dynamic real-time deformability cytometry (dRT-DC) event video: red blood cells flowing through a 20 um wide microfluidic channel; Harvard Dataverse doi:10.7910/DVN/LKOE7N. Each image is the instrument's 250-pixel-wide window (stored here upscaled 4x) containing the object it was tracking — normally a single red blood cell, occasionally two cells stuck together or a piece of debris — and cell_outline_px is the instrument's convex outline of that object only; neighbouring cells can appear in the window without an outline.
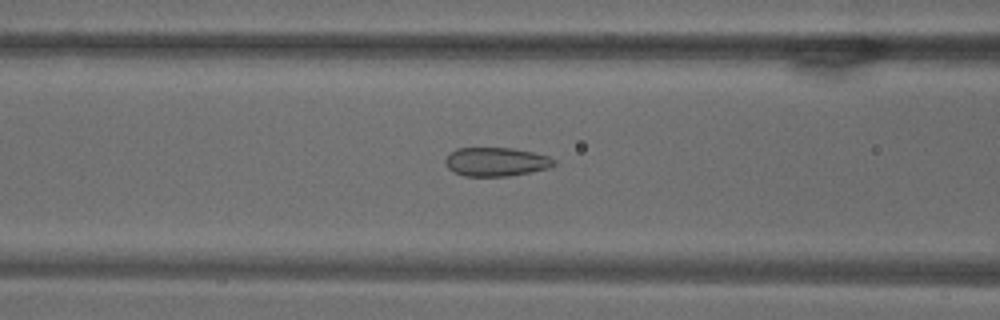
{"species": "common noctule bat (a hibernating species)", "species_latin": "Nyctalus noctula", "temperature_condition": "warm", "stored_images_in_passage": 71, "camera_frame_rate_fps": 3000, "um_per_image_px": 0.085, "animal": {"sex": "male", "body_mass_g": 18.8}, "frame": {"image": 1, "passage_image": 29, "time_ms": 9.333, "image_size_px": [1000, 320], "cell_outline_px": [[556, 164], [548, 168], [532, 172], [508, 176], [464, 176], [452, 172], [444, 164], [444, 160], [456, 148], [512, 148], [532, 152], [548, 156], [556, 160]], "centroid_in_image_um": [42.16, 13.76], "position_along_channel_um": 124.4, "area_um2": 18.32}}
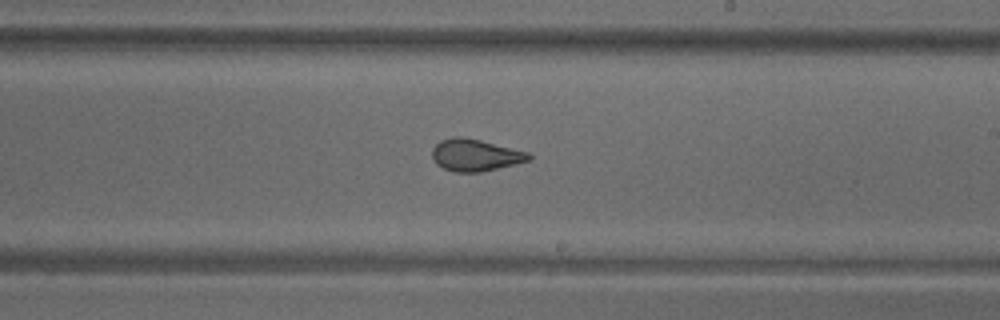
{"frame": {"image": 2, "passage_image": 42, "time_ms": 13.667, "image_size_px": [1000, 320], "cell_outline_px": [[532, 160], [516, 164], [480, 172], [452, 172], [436, 164], [432, 156], [432, 148], [440, 140], [452, 136], [460, 136], [480, 140], [528, 152], [532, 156]], "centroid_in_image_um": [40.39, 13.18], "position_along_channel_um": 248.6, "area_um2": 18.09}}
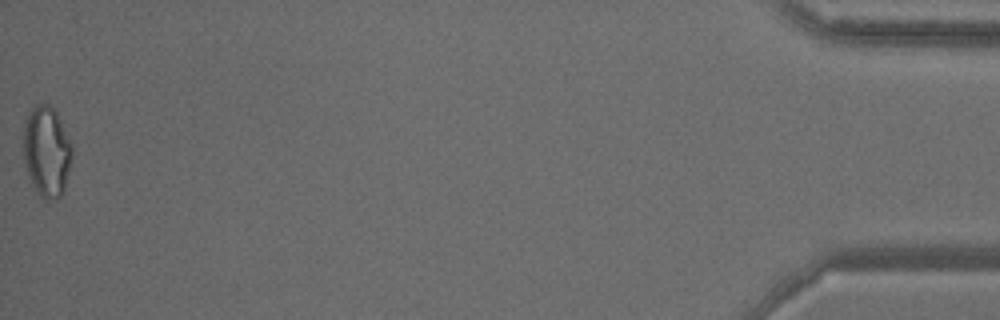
{"frame": {"image": 3, "passage_image": 71, "time_ms": 23.333, "image_size_px": [1000, 320], "cell_outline_px": [[72, 156], [64, 192], [56, 200], [48, 200], [40, 196], [36, 192], [28, 176], [24, 160], [24, 124], [28, 112], [36, 104], [48, 104], [56, 112], [72, 144]], "centroid_in_image_um": [3.97, 12.9], "position_along_channel_um": 431.2, "area_um2": 25.78}}